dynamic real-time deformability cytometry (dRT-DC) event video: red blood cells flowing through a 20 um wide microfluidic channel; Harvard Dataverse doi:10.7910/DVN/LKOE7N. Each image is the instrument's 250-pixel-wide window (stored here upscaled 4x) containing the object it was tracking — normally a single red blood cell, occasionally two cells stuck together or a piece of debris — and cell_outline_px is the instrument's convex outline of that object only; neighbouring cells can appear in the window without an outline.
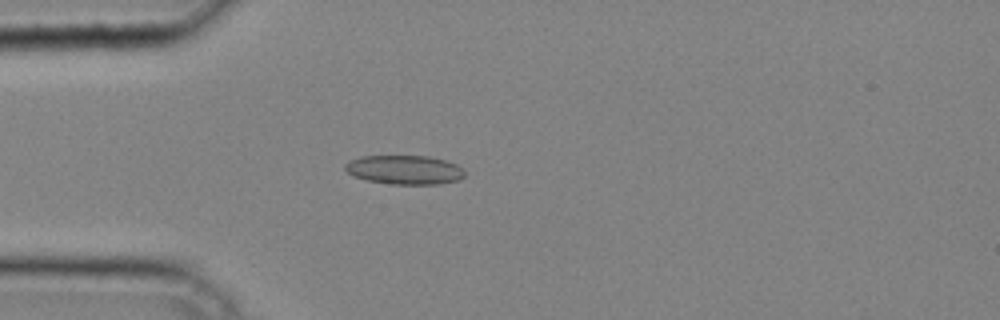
{"species": "common noctule bat (a hibernating species)", "species_latin": "Nyctalus noctula", "temperature_condition": "cold", "stored_images_in_passage": 31, "camera_frame_rate_fps": 3000, "um_per_image_px": 0.085, "animal": {"sex": "male", "body_mass_g": 20.4}, "frame": {"image": 1, "passage_image": 4, "time_ms": 1.0, "image_size_px": [1000, 320], "cell_outline_px": [[464, 176], [460, 180], [440, 184], [392, 184], [368, 180], [352, 176], [344, 168], [344, 164], [348, 160], [360, 156], [428, 156], [444, 160], [456, 164], [464, 168]], "centroid_in_image_um": [34.38, 14.43], "position_along_channel_um": 50.6, "area_um2": 20.4}}
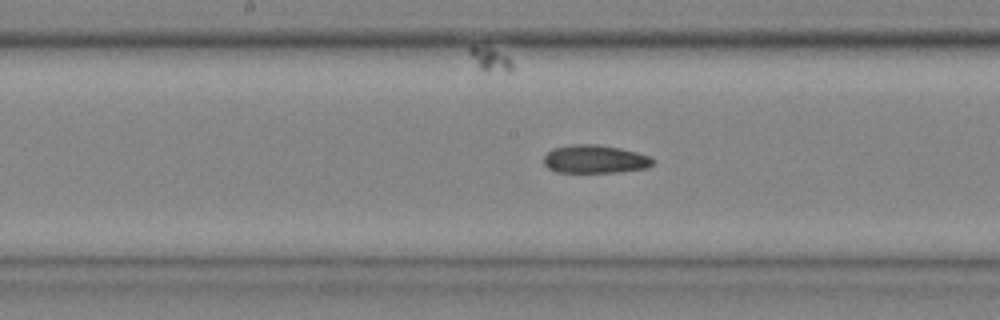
{"frame": {"image": 2, "passage_image": 14, "time_ms": 4.333, "image_size_px": [1000, 320], "cell_outline_px": [[656, 160], [648, 168], [616, 172], [556, 172], [548, 168], [544, 164], [544, 156], [552, 148], [572, 144], [596, 144], [620, 148], [636, 152], [648, 156]], "centroid_in_image_um": [50.56, 13.52], "position_along_channel_um": 197.6, "area_um2": 17.98}}
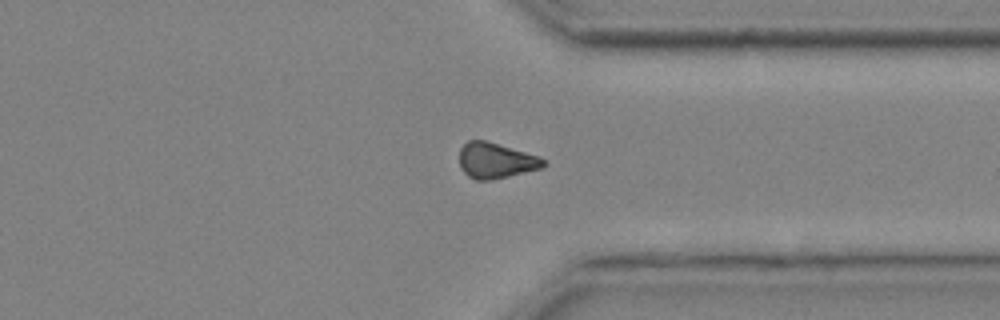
{"frame": {"image": 3, "passage_image": 25, "time_ms": 8.0, "image_size_px": [1000, 320], "cell_outline_px": [[548, 164], [544, 168], [492, 180], [476, 180], [468, 176], [460, 168], [460, 148], [468, 140], [484, 140], [540, 156], [548, 160]], "centroid_in_image_um": [42.2, 13.66], "position_along_channel_um": 369.2, "area_um2": 17.69}}